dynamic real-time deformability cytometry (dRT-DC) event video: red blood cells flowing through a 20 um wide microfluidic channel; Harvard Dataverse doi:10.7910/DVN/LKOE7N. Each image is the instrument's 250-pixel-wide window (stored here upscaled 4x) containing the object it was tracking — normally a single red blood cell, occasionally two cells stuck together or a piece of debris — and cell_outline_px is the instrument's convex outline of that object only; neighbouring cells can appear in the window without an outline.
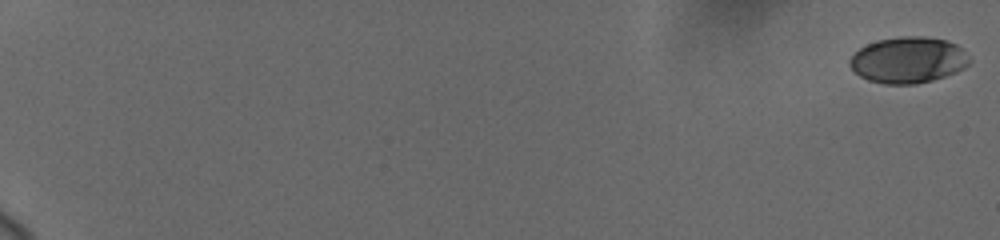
{"species": "human", "species_latin": "Homo sapiens", "temperature_condition": "cold", "stored_images_in_passage": 39, "camera_frame_rate_fps": 3000, "um_per_image_px": 0.085, "donor": {"sex": "female"}, "frame": {"image": 1, "passage_image": 1, "time_ms": 0.0, "image_size_px": [1000, 240], "cell_outline_px": [[972, 60], [964, 68], [956, 72], [932, 80], [916, 84], [884, 84], [868, 80], [860, 76], [848, 64], [848, 60], [860, 48], [876, 40], [900, 36], [924, 36], [944, 40], [956, 44]], "centroid_in_image_um": [77.19, 5.1], "position_along_channel_um": 7.8, "area_um2": 32.14}}
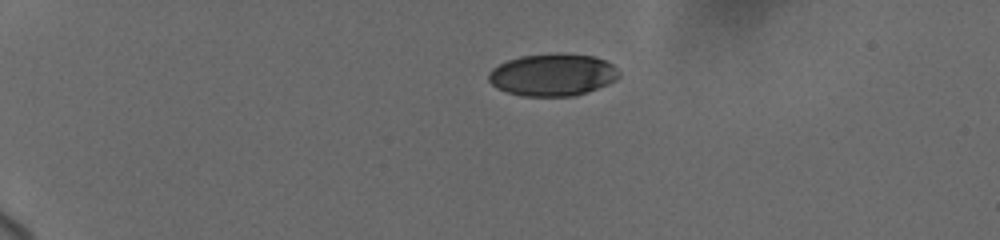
{"frame": {"image": 2, "passage_image": 27, "time_ms": 5.0, "image_size_px": [1000, 240], "cell_outline_px": [[620, 76], [616, 80], [608, 84], [576, 96], [520, 96], [496, 88], [488, 80], [488, 72], [492, 68], [508, 60], [520, 56], [592, 56], [604, 60], [612, 64], [620, 72]], "centroid_in_image_um": [46.96, 6.41], "position_along_channel_um": 38.0, "area_um2": 31.33}}